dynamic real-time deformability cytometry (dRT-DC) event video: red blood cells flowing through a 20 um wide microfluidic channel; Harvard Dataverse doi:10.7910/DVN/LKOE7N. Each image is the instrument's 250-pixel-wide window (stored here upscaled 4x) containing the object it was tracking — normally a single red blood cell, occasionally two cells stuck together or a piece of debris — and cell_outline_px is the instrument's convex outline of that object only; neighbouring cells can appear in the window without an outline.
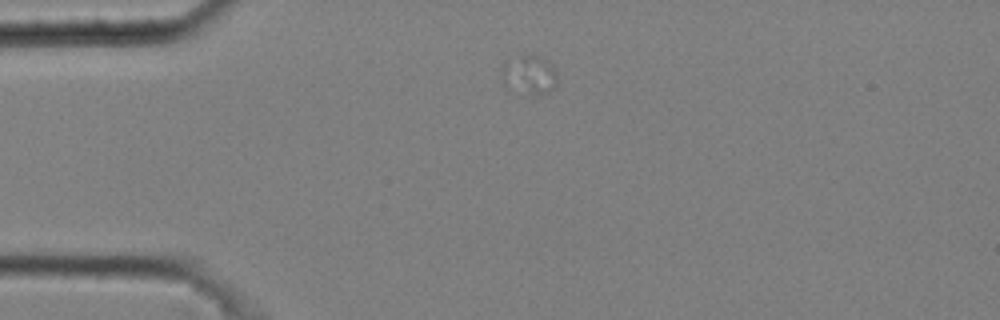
{"species": "common noctule bat (a hibernating species)", "species_latin": "Nyctalus noctula", "temperature_condition": "cold", "stored_images_in_passage": 4, "camera_frame_rate_fps": 3000, "um_per_image_px": 0.085, "animal": {"sex": "male", "body_mass_g": 20.4}, "frame": {"image": 1, "passage_image": 1, "time_ms": 0.0, "image_size_px": [1000, 320], "cell_outline_px": [[556, 84], [552, 88], [540, 96], [536, 96], [504, 84], [500, 72], [500, 64], [504, 60], [528, 52], [540, 56], [548, 60], [552, 64], [556, 72]], "centroid_in_image_um": [44.95, 6.27], "position_along_channel_um": 40.0, "area_um2": 13.01}}